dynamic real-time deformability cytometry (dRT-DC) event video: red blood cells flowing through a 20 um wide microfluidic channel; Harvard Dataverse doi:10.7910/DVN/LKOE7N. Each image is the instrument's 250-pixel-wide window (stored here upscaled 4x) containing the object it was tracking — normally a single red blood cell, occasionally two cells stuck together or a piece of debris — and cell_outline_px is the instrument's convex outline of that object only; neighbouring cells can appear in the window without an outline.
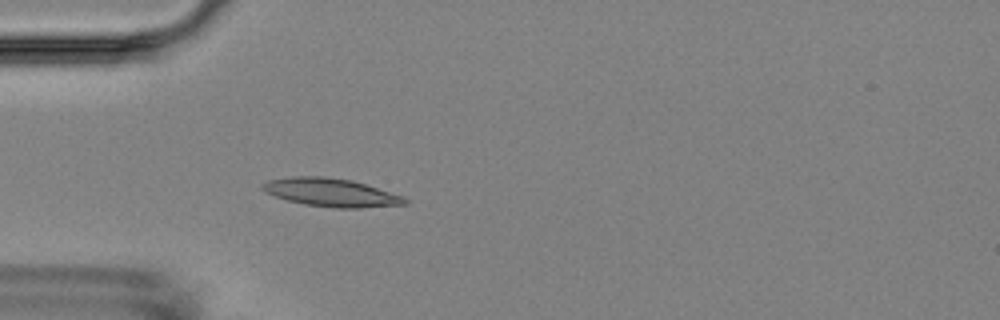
{"species": "Egyptian fruit bat (a non-hibernating species)", "species_latin": "Rousettus aegyptiacus", "temperature_condition": "room temperature", "stored_images_in_passage": 3, "camera_frame_rate_fps": 3000, "um_per_image_px": 0.085, "animal": {"sex": "female"}, "frame": {"image": 1, "passage_image": 3, "time_ms": 2.333, "image_size_px": [1000, 320], "cell_outline_px": [[408, 204], [360, 208], [336, 208], [304, 204], [288, 200], [264, 192], [260, 188], [260, 184], [268, 180], [292, 176], [324, 176], [352, 180], [404, 196], [408, 200]], "centroid_in_image_um": [28.13, 16.36], "position_along_channel_um": 56.9, "area_um2": 23.52}}